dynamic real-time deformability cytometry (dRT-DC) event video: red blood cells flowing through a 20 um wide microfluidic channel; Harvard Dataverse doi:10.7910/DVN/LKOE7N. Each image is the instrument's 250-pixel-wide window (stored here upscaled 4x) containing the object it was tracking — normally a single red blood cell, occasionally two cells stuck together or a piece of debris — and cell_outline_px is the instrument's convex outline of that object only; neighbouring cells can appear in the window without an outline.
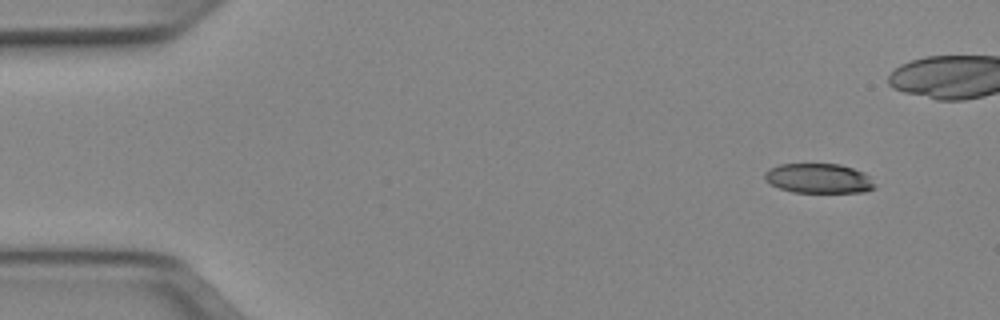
{"species": "Egyptian fruit bat (a non-hibernating species)", "species_latin": "Rousettus aegyptiacus", "temperature_condition": "cold", "stored_images_in_passage": 5, "camera_frame_rate_fps": 3000, "um_per_image_px": 0.085, "animal": {"sex": "female"}, "frame": {"image": 1, "passage_image": 1, "time_ms": 0.0, "image_size_px": [1000, 320], "cell_outline_px": [[876, 188], [864, 192], [792, 192], [780, 188], [772, 184], [764, 176], [764, 172], [768, 168], [780, 164], [840, 164], [864, 172], [876, 184]], "centroid_in_image_um": [69.61, 15.16], "position_along_channel_um": 15.4, "area_um2": 19.02}}